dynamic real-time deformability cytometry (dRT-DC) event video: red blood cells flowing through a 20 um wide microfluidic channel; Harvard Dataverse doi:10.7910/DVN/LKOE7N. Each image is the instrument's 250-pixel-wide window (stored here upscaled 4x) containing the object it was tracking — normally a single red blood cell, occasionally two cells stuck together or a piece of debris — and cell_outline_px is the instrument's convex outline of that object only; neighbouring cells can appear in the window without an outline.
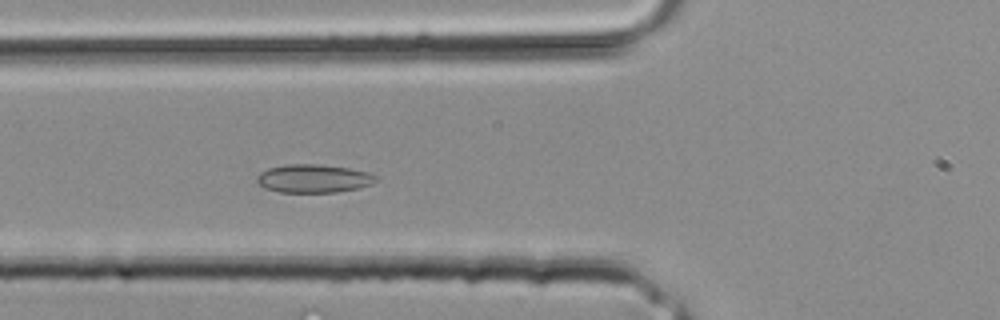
{"species": "common noctule bat (a hibernating species)", "species_latin": "Nyctalus noctula", "temperature_condition": "room temperature", "stored_images_in_passage": 5, "camera_frame_rate_fps": 3000, "um_per_image_px": 0.085, "animal": {"sex": "male", "body_mass_g": 20.4}, "frame": {"image": 1, "passage_image": 3, "time_ms": 0.667, "image_size_px": [1000, 320], "cell_outline_px": [[376, 180], [372, 184], [356, 188], [336, 192], [280, 192], [264, 188], [256, 180], [256, 176], [260, 172], [268, 168], [284, 164], [320, 164], [348, 168], [368, 172], [376, 176]], "centroid_in_image_um": [26.61, 15.16], "position_along_channel_um": 99.2, "area_um2": 19.59}}
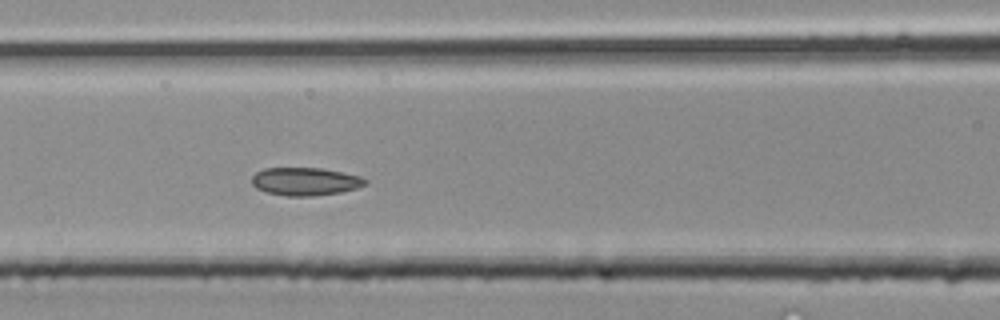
{"frame": {"image": 2, "passage_image": 5, "time_ms": 1.333, "image_size_px": [1000, 320], "cell_outline_px": [[368, 184], [356, 188], [340, 192], [312, 196], [284, 196], [268, 192], [256, 188], [252, 184], [252, 176], [256, 172], [264, 168], [320, 168], [360, 176], [368, 180]], "centroid_in_image_um": [25.94, 15.42], "position_along_channel_um": 140.7, "area_um2": 18.44}}